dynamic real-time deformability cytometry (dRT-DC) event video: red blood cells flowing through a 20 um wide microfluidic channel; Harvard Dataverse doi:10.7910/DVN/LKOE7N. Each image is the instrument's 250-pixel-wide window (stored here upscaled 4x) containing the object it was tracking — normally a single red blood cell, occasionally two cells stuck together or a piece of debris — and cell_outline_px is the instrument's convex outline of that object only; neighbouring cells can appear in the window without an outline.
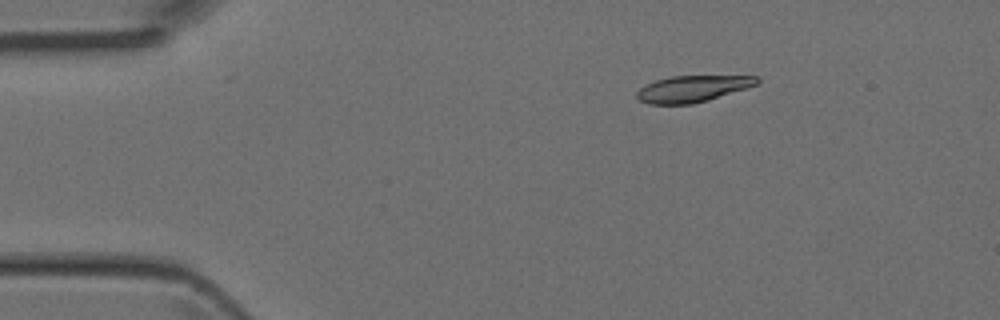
{"species": "Egyptian fruit bat (a non-hibernating species)", "species_latin": "Rousettus aegyptiacus", "temperature_condition": "room temperature", "stored_images_in_passage": 5, "camera_frame_rate_fps": 3000, "um_per_image_px": 0.085, "animal": {"sex": "female"}, "frame": {"image": 1, "passage_image": 2, "time_ms": 0.333, "image_size_px": [1000, 320], "cell_outline_px": [[760, 80], [756, 84], [748, 88], [708, 100], [692, 104], [648, 104], [640, 100], [636, 96], [636, 92], [640, 88], [656, 80], [672, 76], [760, 76]], "centroid_in_image_um": [58.88, 7.54], "position_along_channel_um": 26.1, "area_um2": 18.44}}
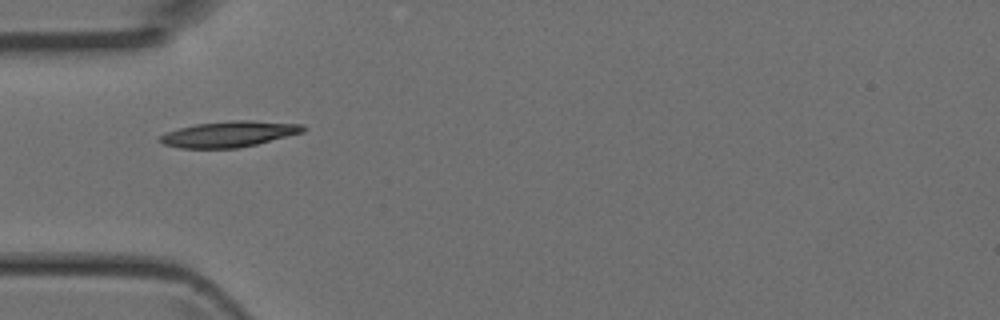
{"frame": {"image": 2, "passage_image": 4, "time_ms": 1.0, "image_size_px": [1000, 320], "cell_outline_px": [[308, 128], [304, 132], [256, 144], [236, 148], [180, 148], [164, 144], [156, 140], [164, 132], [196, 124], [232, 120], [252, 120], [304, 124]], "centroid_in_image_um": [19.48, 11.39], "position_along_channel_um": 65.5, "area_um2": 21.68}}
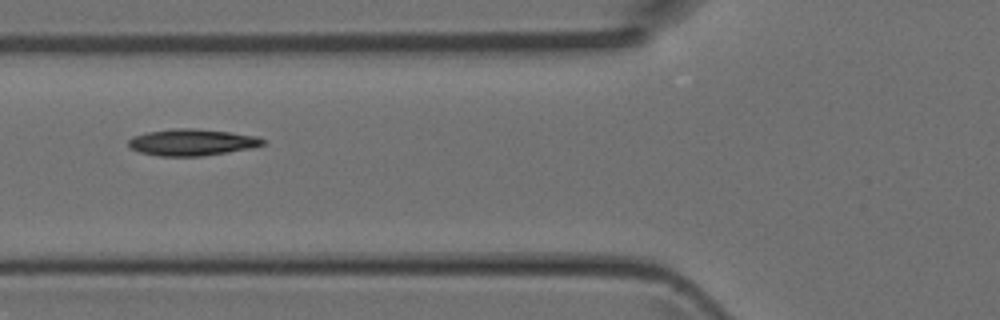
{"frame": {"image": 3, "passage_image": 5, "time_ms": 1.333, "image_size_px": [1000, 320], "cell_outline_px": [[264, 144], [252, 148], [200, 156], [160, 156], [140, 152], [132, 148], [128, 144], [128, 140], [132, 136], [148, 132], [172, 128], [192, 128], [232, 132], [256, 136], [264, 140]], "centroid_in_image_um": [16.3, 12.08], "position_along_channel_um": 109.5, "area_um2": 20.69}}